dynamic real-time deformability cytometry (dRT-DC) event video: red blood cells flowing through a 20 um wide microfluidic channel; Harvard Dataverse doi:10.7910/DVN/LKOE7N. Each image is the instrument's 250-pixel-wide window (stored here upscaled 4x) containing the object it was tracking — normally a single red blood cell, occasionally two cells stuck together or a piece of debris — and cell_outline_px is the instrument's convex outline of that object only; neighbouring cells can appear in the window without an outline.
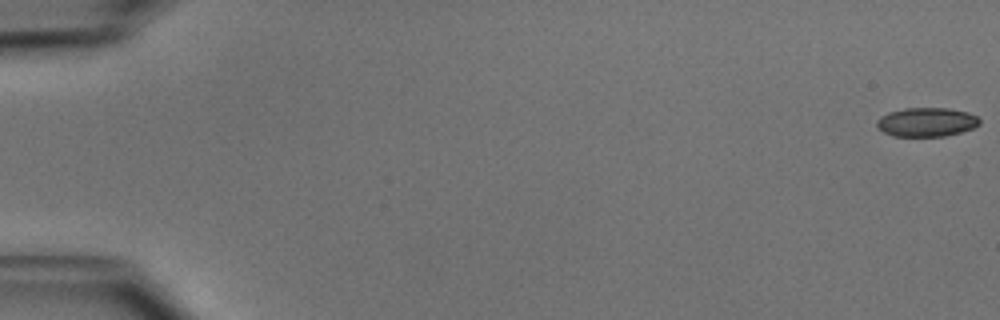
{"species": "common noctule bat (a hibernating species)", "species_latin": "Nyctalus noctula", "temperature_condition": "cold", "stored_images_in_passage": 51, "camera_frame_rate_fps": 3000, "um_per_image_px": 0.085, "animal": {"sex": "male", "body_mass_g": 15.6}, "frame": {"image": 1, "passage_image": 1, "time_ms": 0.0, "image_size_px": [1000, 320], "cell_outline_px": [[980, 124], [972, 128], [960, 132], [944, 136], [892, 136], [876, 128], [876, 120], [880, 116], [888, 112], [904, 108], [948, 108], [968, 112], [976, 116], [980, 120]], "centroid_in_image_um": [78.71, 10.37], "position_along_channel_um": 6.3, "area_um2": 17.46}}
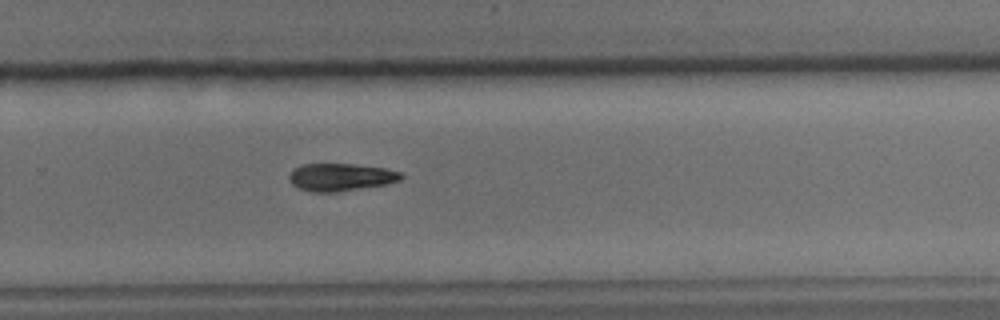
{"frame": {"image": 2, "passage_image": 35, "time_ms": 11.333, "image_size_px": [1000, 320], "cell_outline_px": [[404, 176], [400, 180], [384, 184], [336, 192], [312, 192], [296, 188], [288, 180], [288, 176], [292, 168], [304, 164], [352, 164], [384, 168], [400, 172]], "centroid_in_image_um": [28.88, 15.06], "position_along_channel_um": 300.9, "area_um2": 17.98}}
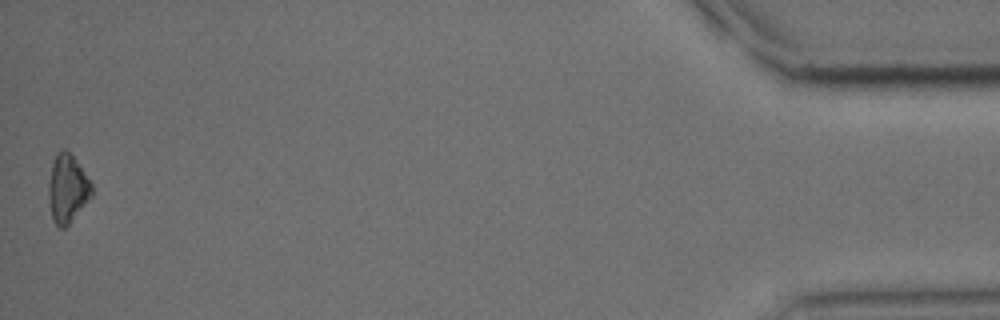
{"frame": {"image": 3, "passage_image": 51, "time_ms": 16.667, "image_size_px": [1000, 320], "cell_outline_px": [[92, 196], [68, 224], [64, 228], [60, 228], [52, 220], [48, 192], [48, 184], [52, 164], [56, 152], [64, 148], [72, 156], [84, 172], [92, 184]], "centroid_in_image_um": [5.71, 16.03], "position_along_channel_um": 429.5, "area_um2": 16.88}, "authors_computed_cell_mechanics": {"area_um2": 18.2648, "velocity_mm_per_s": 4.0068, "shape_relaxation_time_tau1_ms": 2.7696, "shape_relaxation_time_tau2_ms": null, "deformation_change_tau1": 0.1116, "deformation_change_tau2": null}}